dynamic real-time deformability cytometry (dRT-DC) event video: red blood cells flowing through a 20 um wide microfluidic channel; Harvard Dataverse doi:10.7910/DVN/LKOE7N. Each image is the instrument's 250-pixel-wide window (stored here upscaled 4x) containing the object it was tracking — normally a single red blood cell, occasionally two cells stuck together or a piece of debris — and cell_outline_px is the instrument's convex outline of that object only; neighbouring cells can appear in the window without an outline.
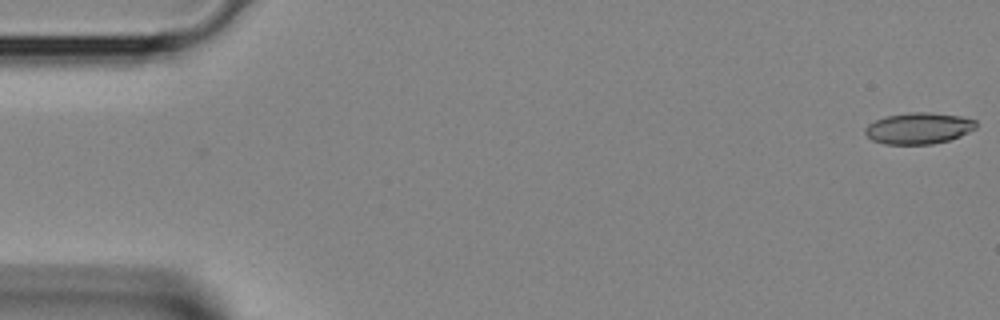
{"species": "Egyptian fruit bat (a non-hibernating species)", "species_latin": "Rousettus aegyptiacus", "temperature_condition": "room temperature", "stored_images_in_passage": 39, "camera_frame_rate_fps": 3000, "um_per_image_px": 0.085, "animal": {"sex": "female"}, "frame": {"image": 1, "passage_image": 1, "time_ms": 0.0, "image_size_px": [1000, 320], "cell_outline_px": [[976, 128], [960, 136], [948, 140], [932, 144], [884, 144], [872, 140], [864, 132], [864, 128], [868, 124], [884, 116], [912, 112], [924, 112], [960, 116], [976, 120]], "centroid_in_image_um": [78.06, 10.9], "position_along_channel_um": 6.9, "area_um2": 20.17}}
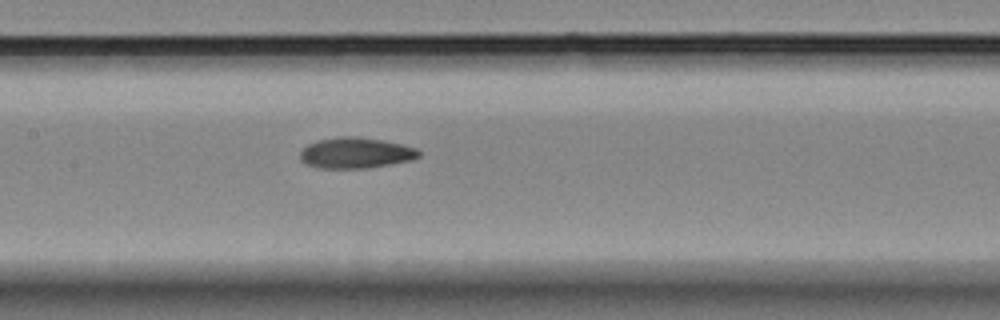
{"frame": {"image": 2, "passage_image": 19, "time_ms": 6.0, "image_size_px": [1000, 320], "cell_outline_px": [[420, 156], [412, 160], [368, 168], [316, 168], [304, 164], [300, 160], [300, 152], [308, 144], [320, 140], [340, 136], [356, 136], [384, 140], [416, 148], [420, 152]], "centroid_in_image_um": [30.22, 13.0], "position_along_channel_um": 177.2, "area_um2": 21.39}}
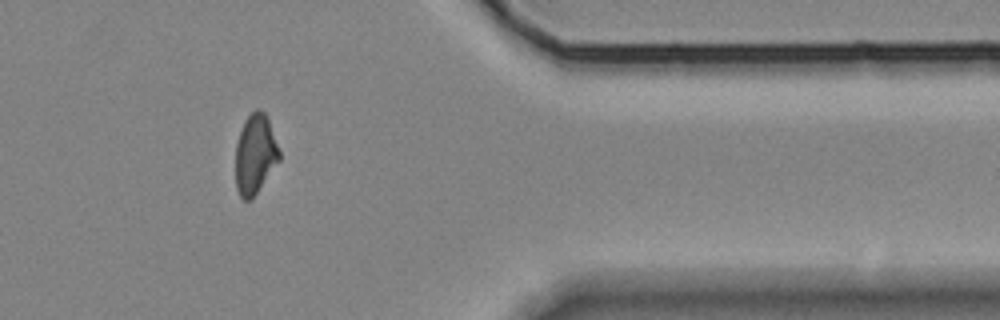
{"frame": {"image": 3, "passage_image": 33, "time_ms": 10.667, "image_size_px": [1000, 320], "cell_outline_px": [[280, 160], [252, 200], [244, 200], [240, 196], [236, 188], [236, 144], [244, 120], [256, 108], [260, 108], [268, 116], [280, 152]], "centroid_in_image_um": [21.7, 13.1], "position_along_channel_um": 389.7, "area_um2": 20.52}}